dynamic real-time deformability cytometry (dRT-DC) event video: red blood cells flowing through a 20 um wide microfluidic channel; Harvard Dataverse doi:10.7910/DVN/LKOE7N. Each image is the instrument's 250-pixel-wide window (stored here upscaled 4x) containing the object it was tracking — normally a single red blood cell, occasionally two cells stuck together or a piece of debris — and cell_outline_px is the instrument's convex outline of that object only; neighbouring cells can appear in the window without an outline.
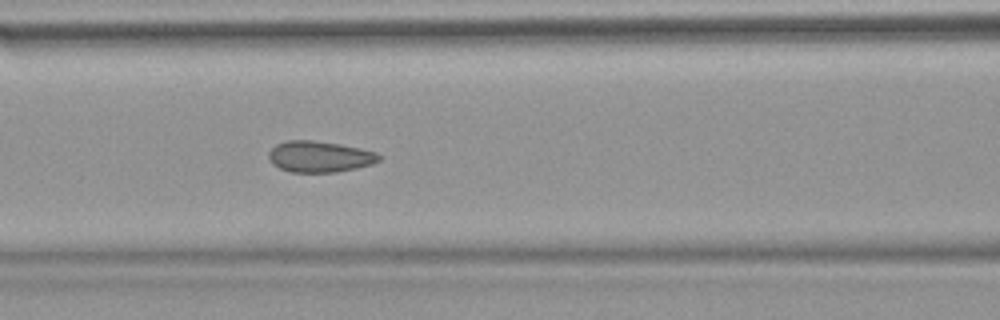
{"species": "common noctule bat (a hibernating species)", "species_latin": "Nyctalus noctula", "temperature_condition": "warm", "stored_images_in_passage": 53, "camera_frame_rate_fps": 3000, "um_per_image_px": 0.085, "animal": {"sex": "female", "body_mass_g": 18.4}, "frame": {"image": 1, "passage_image": 23, "time_ms": 7.333, "image_size_px": [1000, 320], "cell_outline_px": [[384, 156], [380, 160], [372, 164], [356, 168], [336, 172], [292, 172], [280, 168], [272, 164], [268, 156], [268, 152], [276, 144], [288, 140], [312, 140], [340, 144], [360, 148], [376, 152]], "centroid_in_image_um": [27.18, 13.31], "position_along_channel_um": 139.4, "area_um2": 20.11}, "authors_computed_cell_mechanics": {"area_um2": 20.1144, "velocity_mm_per_s": 3.8348, "shape_relaxation_time_tau1_ms": null, "shape_relaxation_time_tau2_ms": 0.8233, "deformation_change_tau1": null, "deformation_change_tau2": 0.0577}}